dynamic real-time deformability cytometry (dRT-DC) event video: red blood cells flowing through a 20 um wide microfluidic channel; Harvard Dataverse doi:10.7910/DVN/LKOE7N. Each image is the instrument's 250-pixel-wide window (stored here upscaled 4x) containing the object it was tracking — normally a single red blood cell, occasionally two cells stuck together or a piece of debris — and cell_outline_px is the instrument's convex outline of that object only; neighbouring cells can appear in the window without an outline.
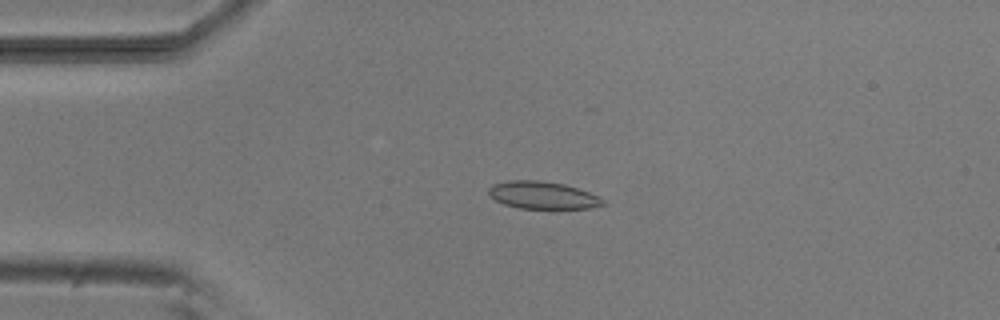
{"species": "common noctule bat (a hibernating species)", "species_latin": "Nyctalus noctula", "temperature_condition": "room temperature", "stored_images_in_passage": 4, "camera_frame_rate_fps": 3000, "um_per_image_px": 0.085, "animal": {"sex": "male", "body_mass_g": 20.5, "forearm_length_mm": 52.5}, "frame": {"image": 1, "passage_image": 3, "time_ms": 2.333, "image_size_px": [1000, 320], "cell_outline_px": [[604, 204], [588, 208], [520, 208], [504, 204], [496, 200], [488, 192], [488, 188], [492, 184], [508, 180], [536, 180], [564, 184], [588, 192], [604, 200]], "centroid_in_image_um": [46.08, 16.58], "position_along_channel_um": 38.9, "area_um2": 17.92}}